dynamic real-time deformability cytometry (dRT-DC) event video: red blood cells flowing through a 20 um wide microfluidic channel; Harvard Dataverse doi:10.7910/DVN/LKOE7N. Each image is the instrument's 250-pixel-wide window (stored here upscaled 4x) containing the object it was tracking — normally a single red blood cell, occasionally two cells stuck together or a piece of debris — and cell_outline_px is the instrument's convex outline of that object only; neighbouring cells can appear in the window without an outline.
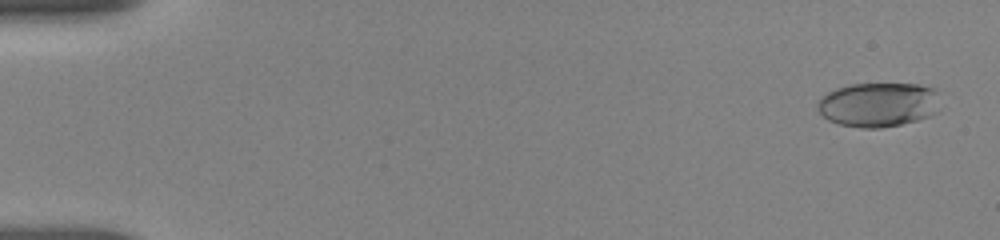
{"species": "human", "species_latin": "Homo sapiens", "temperature_condition": "room temperature", "stored_images_in_passage": 54, "camera_frame_rate_fps": 3000, "um_per_image_px": 0.085, "donor": {"sex": "female"}, "frame": {"image": 1, "passage_image": 1, "time_ms": 0.0, "image_size_px": [1000, 240], "cell_outline_px": [[940, 112], [916, 120], [900, 124], [880, 128], [860, 128], [840, 124], [828, 120], [816, 108], [816, 104], [828, 92], [836, 88], [852, 84], [920, 84], [932, 88], [936, 92]], "centroid_in_image_um": [74.66, 8.89], "position_along_channel_um": 10.3, "area_um2": 31.67}}
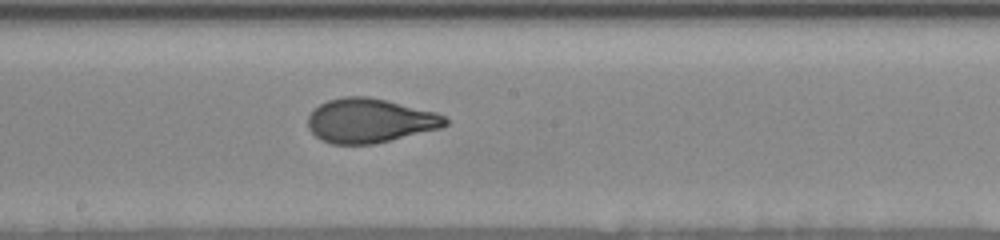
{"frame": {"image": 2, "passage_image": 30, "time_ms": 9.667, "image_size_px": [1000, 240], "cell_outline_px": [[448, 124], [444, 128], [372, 144], [332, 144], [320, 140], [308, 128], [308, 116], [320, 104], [328, 100], [344, 96], [368, 96], [436, 112], [448, 116]], "centroid_in_image_um": [31.47, 10.26], "position_along_channel_um": 216.7, "area_um2": 35.55}}
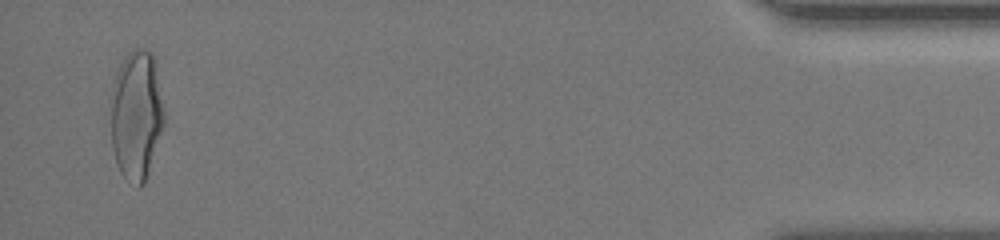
{"frame": {"image": 3, "passage_image": 53, "time_ms": 17.333, "image_size_px": [1000, 240], "cell_outline_px": [[164, 124], [144, 184], [140, 188], [136, 188], [120, 172], [116, 164], [112, 148], [112, 104], [116, 72], [124, 56], [128, 52], [136, 48], [144, 48], [152, 52], [164, 112]], "centroid_in_image_um": [11.59, 9.81], "position_along_channel_um": 423.6, "area_um2": 39.77}, "authors_computed_cell_mechanics": {"area_um2": 35.1424, "velocity_mm_per_s": 3.6557, "shape_relaxation_time_tau1_ms": 6.0817, "shape_relaxation_time_tau2_ms": null, "deformation_change_tau1": 0.2092, "deformation_change_tau2": null}}